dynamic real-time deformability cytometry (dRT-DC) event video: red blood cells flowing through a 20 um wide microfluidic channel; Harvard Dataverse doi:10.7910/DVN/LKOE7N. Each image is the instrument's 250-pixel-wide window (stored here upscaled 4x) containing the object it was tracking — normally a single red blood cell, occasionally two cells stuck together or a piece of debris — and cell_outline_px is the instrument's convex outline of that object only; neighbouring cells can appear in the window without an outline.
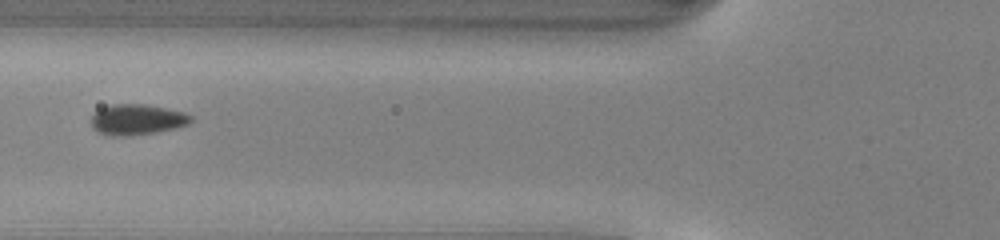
{"species": "common noctule bat (a hibernating species)", "species_latin": "Nyctalus noctula", "temperature_condition": "warm", "stored_images_in_passage": 12, "camera_frame_rate_fps": 3000, "um_per_image_px": 0.085, "animal": {"sex": "male", "body_mass_g": 13.0, "forearm_length_mm": 53.1}, "frame": {"image": 1, "passage_image": 4, "time_ms": 1.0, "image_size_px": [1000, 240], "cell_outline_px": [[192, 120], [188, 124], [156, 132], [128, 136], [108, 136], [96, 132], [92, 128], [92, 116], [100, 108], [112, 104], [144, 104], [184, 112], [192, 116]], "centroid_in_image_um": [11.6, 10.17], "position_along_channel_um": 114.2, "area_um2": 17.74}}
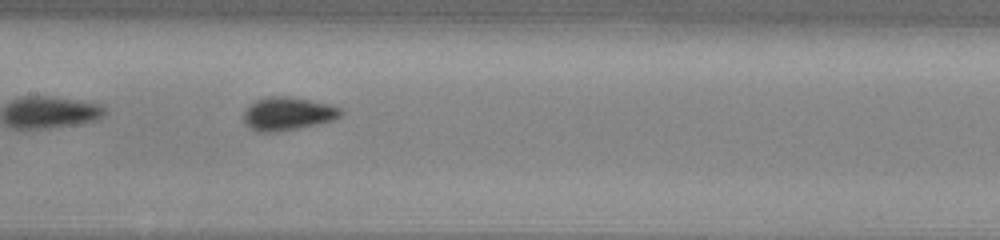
{"frame": {"image": 2, "passage_image": 9, "time_ms": 2.667, "image_size_px": [1000, 240], "cell_outline_px": [[344, 112], [340, 116], [332, 120], [316, 124], [276, 132], [256, 132], [244, 124], [244, 112], [256, 100], [264, 96], [288, 96], [328, 104], [340, 108]], "centroid_in_image_um": [24.43, 9.67], "position_along_channel_um": 183.0, "area_um2": 18.61}}